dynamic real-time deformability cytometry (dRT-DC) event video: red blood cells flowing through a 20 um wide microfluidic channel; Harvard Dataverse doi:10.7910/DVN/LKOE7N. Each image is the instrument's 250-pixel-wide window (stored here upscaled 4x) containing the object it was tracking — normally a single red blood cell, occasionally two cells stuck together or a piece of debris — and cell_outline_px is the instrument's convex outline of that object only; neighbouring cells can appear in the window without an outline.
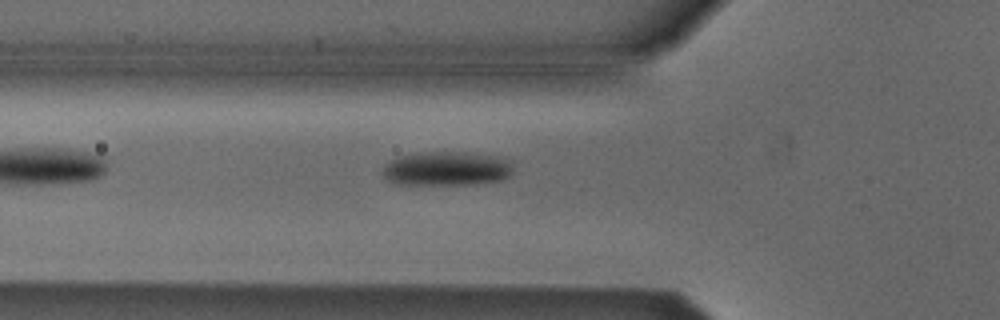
{"species": "Egyptian fruit bat (a non-hibernating species)", "species_latin": "Rousettus aegyptiacus", "temperature_condition": "cold", "stored_images_in_passage": 5, "camera_frame_rate_fps": 3000, "um_per_image_px": 0.085, "animal": {"sex": "male"}, "frame": {"image": 1, "passage_image": 5, "time_ms": 5.0, "image_size_px": [1000, 320], "cell_outline_px": [[512, 172], [504, 180], [476, 184], [396, 184], [388, 180], [380, 172], [384, 164], [400, 156], [424, 152], [464, 152], [500, 156], [512, 160]], "centroid_in_image_um": [38.0, 14.33], "position_along_channel_um": 87.8, "area_um2": 26.3}}